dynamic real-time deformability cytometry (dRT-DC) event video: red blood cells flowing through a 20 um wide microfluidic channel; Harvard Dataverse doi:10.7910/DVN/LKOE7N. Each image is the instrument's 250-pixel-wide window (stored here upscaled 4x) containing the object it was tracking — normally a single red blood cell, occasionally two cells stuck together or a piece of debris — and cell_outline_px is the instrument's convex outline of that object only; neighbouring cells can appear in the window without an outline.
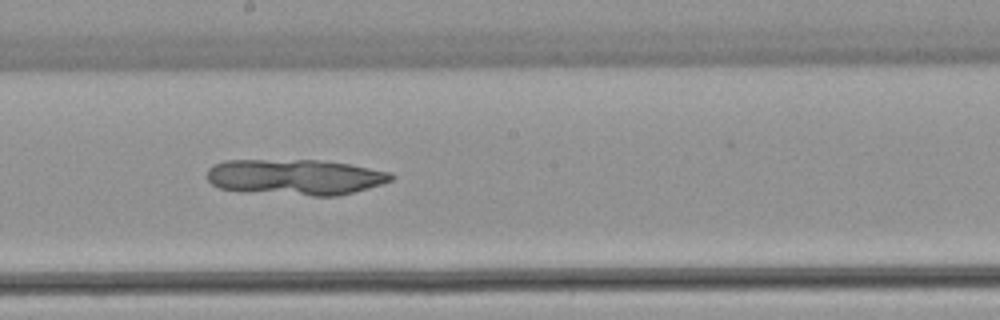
{"species": "common noctule bat (a hibernating species)", "species_latin": "Nyctalus noctula", "temperature_condition": "warm", "stored_images_in_passage": 51, "camera_frame_rate_fps": 3000, "um_per_image_px": 0.085, "animal": {"sex": "female", "body_mass_g": 22.7, "forearm_length_mm": 54.2}, "frame": {"image": 1, "passage_image": 28, "time_ms": 9.0, "image_size_px": [1000, 320], "cell_outline_px": [[396, 176], [392, 180], [380, 184], [352, 192], [336, 196], [312, 196], [220, 188], [212, 184], [208, 180], [208, 168], [212, 164], [224, 160], [316, 160], [348, 164], [392, 172]], "centroid_in_image_um": [25.11, 15.03], "position_along_channel_um": 223.1, "area_um2": 37.92}}
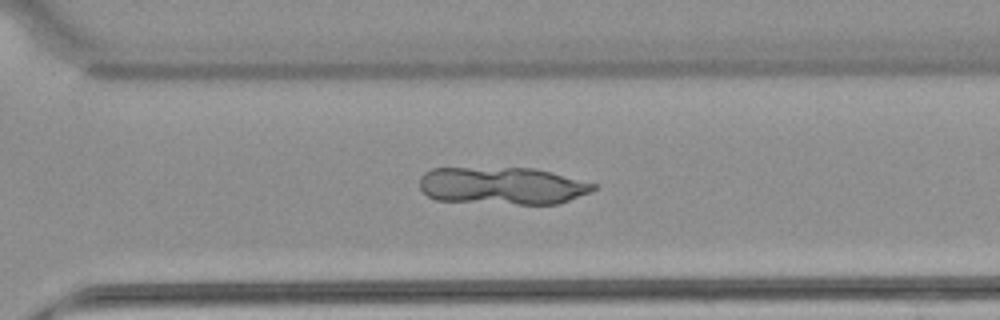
{"frame": {"image": 2, "passage_image": 36, "time_ms": 11.667, "image_size_px": [1000, 320], "cell_outline_px": [[596, 188], [592, 192], [556, 204], [516, 204], [436, 200], [428, 196], [420, 188], [420, 176], [424, 172], [432, 168], [536, 168], [552, 172], [596, 184]], "centroid_in_image_um": [42.69, 15.79], "position_along_channel_um": 327.9, "area_um2": 37.92}}
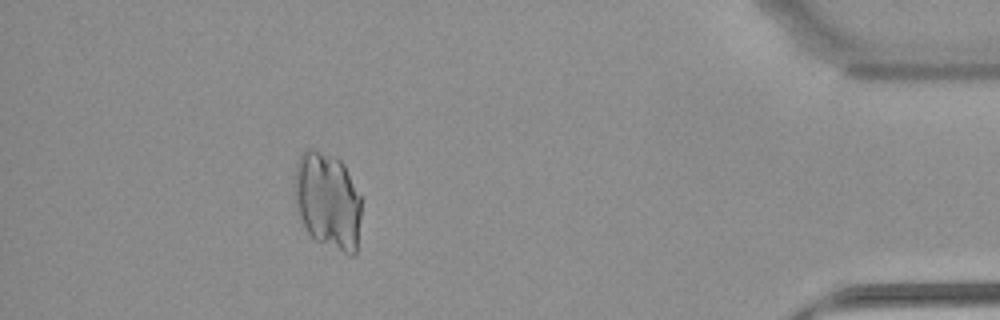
{"frame": {"image": 3, "passage_image": 46, "time_ms": 15.0, "image_size_px": [1000, 320], "cell_outline_px": [[360, 216], [356, 256], [348, 256], [316, 240], [308, 232], [300, 220], [296, 208], [296, 164], [300, 152], [308, 148], [312, 148], [340, 160], [344, 164], [360, 196]], "centroid_in_image_um": [27.86, 17.09], "position_along_channel_um": 407.3, "area_um2": 37.69}}